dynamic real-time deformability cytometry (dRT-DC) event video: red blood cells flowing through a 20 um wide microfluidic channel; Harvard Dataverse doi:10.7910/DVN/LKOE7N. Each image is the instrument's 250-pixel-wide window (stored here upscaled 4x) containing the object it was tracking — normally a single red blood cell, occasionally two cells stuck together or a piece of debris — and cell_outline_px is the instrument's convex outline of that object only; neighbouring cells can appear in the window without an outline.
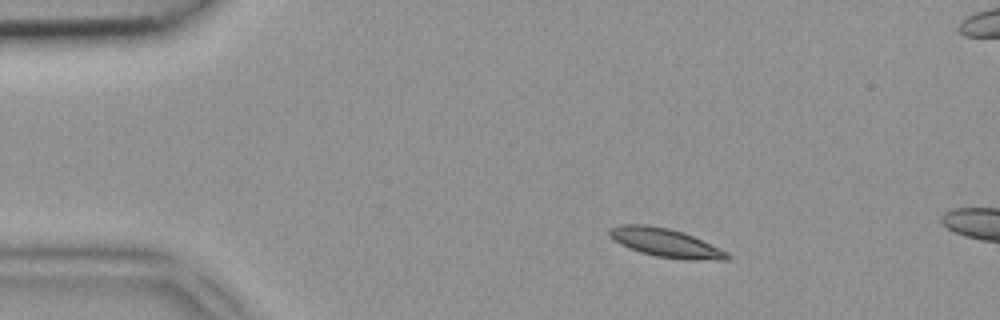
{"species": "common noctule bat (a hibernating species)", "species_latin": "Nyctalus noctula", "temperature_condition": "room temperature", "stored_images_in_passage": 2, "camera_frame_rate_fps": 3000, "um_per_image_px": 0.085, "animal": {"sex": "female", "body_mass_g": 18.4}, "frame": {"image": 1, "passage_image": 1, "time_ms": 0.0, "image_size_px": [1000, 320], "cell_outline_px": [[732, 256], [728, 260], [684, 260], [656, 256], [640, 252], [620, 244], [608, 236], [608, 228], [620, 224], [648, 224], [668, 228], [684, 232], [728, 252]], "centroid_in_image_um": [56.56, 20.63], "position_along_channel_um": 28.4, "area_um2": 19.88}}